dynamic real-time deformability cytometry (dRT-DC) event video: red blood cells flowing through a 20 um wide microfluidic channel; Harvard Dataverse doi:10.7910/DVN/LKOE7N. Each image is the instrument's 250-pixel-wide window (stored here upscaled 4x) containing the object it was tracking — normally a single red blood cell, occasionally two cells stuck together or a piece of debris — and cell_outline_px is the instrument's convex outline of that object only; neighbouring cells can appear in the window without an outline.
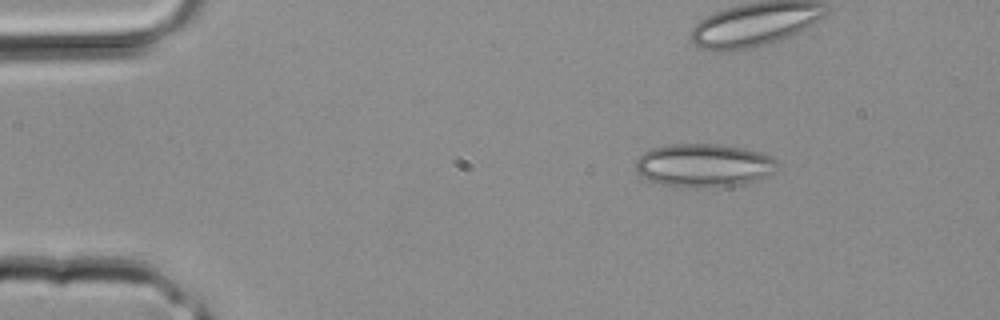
{"species": "common noctule bat (a hibernating species)", "species_latin": "Nyctalus noctula", "temperature_condition": "room temperature", "stored_images_in_passage": 3, "camera_frame_rate_fps": 3000, "um_per_image_px": 0.085, "animal": {"sex": "male", "body_mass_g": 20.4}, "frame": {"image": 1, "passage_image": 3, "time_ms": 0.667, "image_size_px": [1000, 320], "cell_outline_px": [[780, 164], [772, 172], [756, 180], [740, 184], [696, 188], [660, 184], [648, 180], [640, 176], [636, 172], [636, 160], [644, 152], [652, 148], [668, 144], [716, 144], [744, 148], [760, 152], [776, 160]], "centroid_in_image_um": [59.78, 14.05], "position_along_channel_um": 25.2, "area_um2": 35.6}}